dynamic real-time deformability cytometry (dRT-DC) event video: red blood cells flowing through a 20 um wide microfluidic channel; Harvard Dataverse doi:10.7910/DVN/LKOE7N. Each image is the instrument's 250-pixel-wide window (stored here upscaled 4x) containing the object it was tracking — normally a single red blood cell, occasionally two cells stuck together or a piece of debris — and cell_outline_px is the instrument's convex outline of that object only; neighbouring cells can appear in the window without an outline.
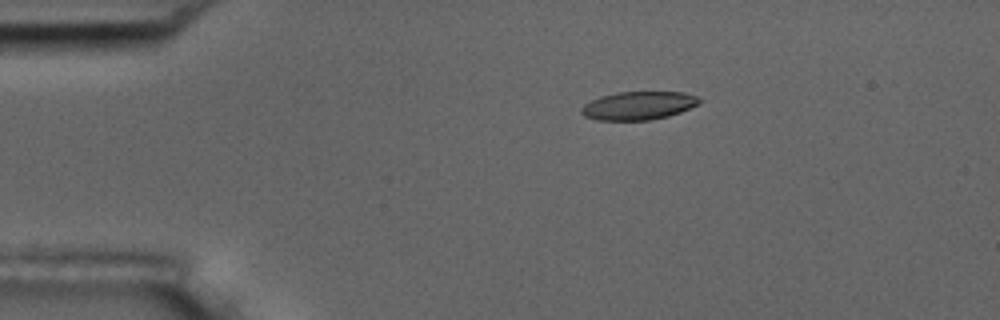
{"species": "common noctule bat (a hibernating species)", "species_latin": "Nyctalus noctula", "temperature_condition": "room temperature", "stored_images_in_passage": 8, "camera_frame_rate_fps": 3000, "um_per_image_px": 0.085, "animal": {"sex": "male", "body_mass_g": 17.5, "forearm_length_mm": 52.3}, "frame": {"image": 1, "passage_image": 1, "time_ms": 0.0, "image_size_px": [1000, 320], "cell_outline_px": [[700, 104], [680, 112], [668, 116], [652, 120], [596, 120], [584, 116], [580, 112], [580, 108], [584, 104], [600, 96], [616, 92], [684, 92], [696, 96], [700, 100]], "centroid_in_image_um": [54.25, 8.98], "position_along_channel_um": 30.8, "area_um2": 19.54}}
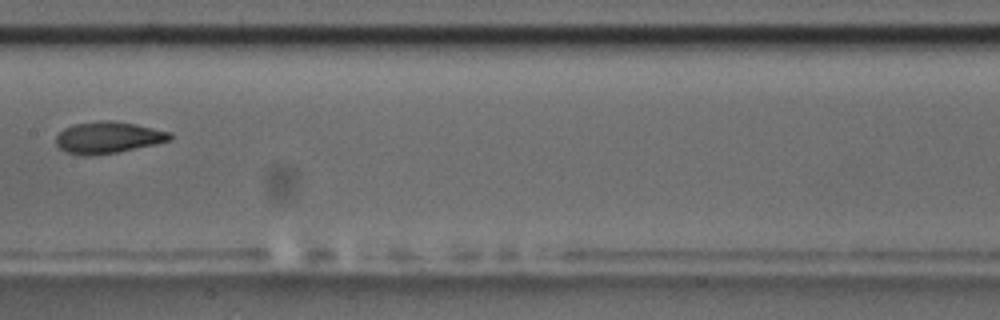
{"frame": {"image": 2, "passage_image": 6, "time_ms": 6.0, "image_size_px": [1000, 320], "cell_outline_px": [[172, 140], [156, 144], [116, 152], [88, 156], [84, 156], [64, 152], [56, 144], [56, 136], [64, 128], [72, 124], [100, 120], [112, 120], [136, 124], [172, 132]], "centroid_in_image_um": [9.18, 11.68], "position_along_channel_um": 198.2, "area_um2": 21.21}}
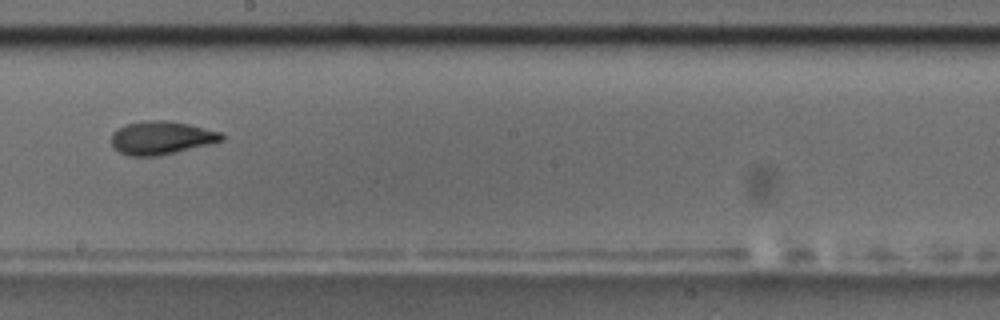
{"frame": {"image": 3, "passage_image": 7, "time_ms": 7.0, "image_size_px": [1000, 320], "cell_outline_px": [[224, 140], [160, 156], [128, 156], [112, 148], [112, 132], [124, 124], [148, 120], [164, 120], [188, 124], [220, 132], [224, 136]], "centroid_in_image_um": [13.66, 11.72], "position_along_channel_um": 234.5, "area_um2": 21.33}}